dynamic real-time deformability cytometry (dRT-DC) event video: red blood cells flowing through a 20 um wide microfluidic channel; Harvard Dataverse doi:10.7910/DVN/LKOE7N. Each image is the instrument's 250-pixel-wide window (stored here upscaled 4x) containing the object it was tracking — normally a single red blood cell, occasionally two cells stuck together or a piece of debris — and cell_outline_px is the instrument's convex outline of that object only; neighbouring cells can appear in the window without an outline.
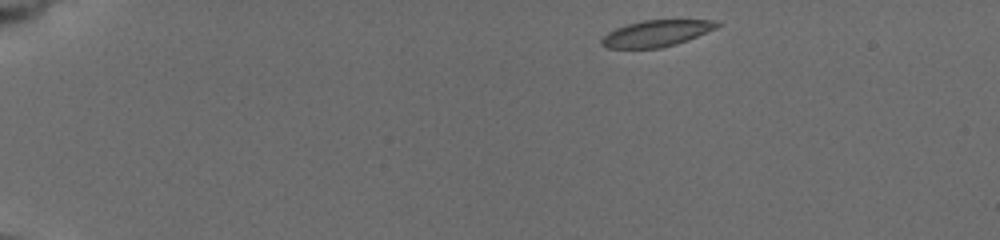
{"species": "common noctule bat (a hibernating species)", "species_latin": "Nyctalus noctula", "temperature_condition": "cold", "stored_images_in_passage": 5, "camera_frame_rate_fps": 3000, "um_per_image_px": 0.085, "animal": {"sex": "female", "body_mass_g": 19.5, "forearm_length_mm": 54.1}, "frame": {"image": 1, "passage_image": 1, "time_ms": 0.0, "image_size_px": [1000, 240], "cell_outline_px": [[724, 24], [716, 28], [676, 44], [660, 48], [608, 48], [600, 44], [600, 40], [608, 32], [616, 28], [628, 24], [644, 20], [712, 20]], "centroid_in_image_um": [55.78, 2.83], "position_along_channel_um": 29.2, "area_um2": 17.57}}